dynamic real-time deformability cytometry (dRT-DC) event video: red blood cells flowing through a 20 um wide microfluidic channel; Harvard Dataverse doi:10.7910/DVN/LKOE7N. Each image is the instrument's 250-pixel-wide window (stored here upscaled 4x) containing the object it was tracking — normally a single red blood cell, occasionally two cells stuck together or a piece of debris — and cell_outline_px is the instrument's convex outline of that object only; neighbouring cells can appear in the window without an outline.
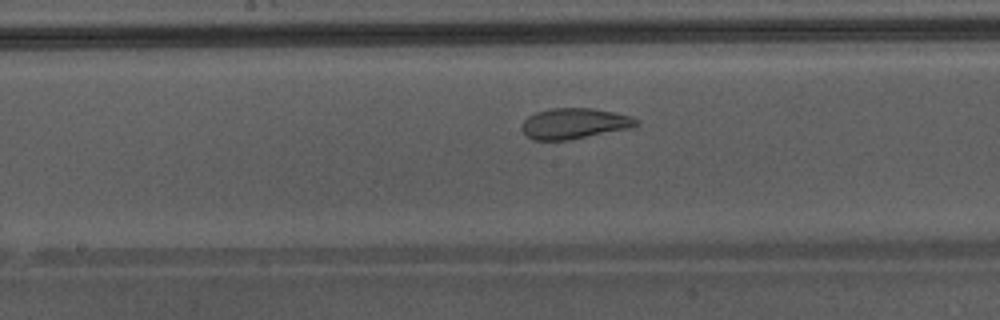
{"species": "Egyptian fruit bat (a non-hibernating species)", "species_latin": "Rousettus aegyptiacus", "temperature_condition": "warm", "stored_images_in_passage": 39, "camera_frame_rate_fps": 3000, "um_per_image_px": 0.085, "animal": {"sex": "male"}, "frame": {"image": 1, "passage_image": 17, "time_ms": 5.333, "image_size_px": [1000, 320], "cell_outline_px": [[640, 124], [636, 128], [568, 140], [532, 140], [524, 136], [520, 128], [524, 120], [528, 116], [536, 112], [552, 108], [592, 108], [632, 116], [640, 120]], "centroid_in_image_um": [48.85, 10.51], "position_along_channel_um": 199.3, "area_um2": 20.98}}